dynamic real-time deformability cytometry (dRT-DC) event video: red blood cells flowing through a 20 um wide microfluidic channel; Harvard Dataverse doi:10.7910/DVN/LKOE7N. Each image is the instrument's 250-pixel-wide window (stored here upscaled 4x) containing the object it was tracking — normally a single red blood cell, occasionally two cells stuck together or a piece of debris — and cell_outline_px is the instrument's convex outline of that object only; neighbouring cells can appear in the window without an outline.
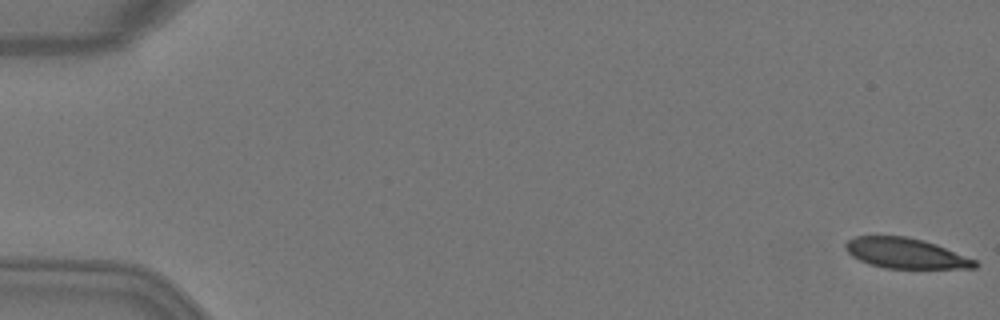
{"species": "Egyptian fruit bat (a non-hibernating species)", "species_latin": "Rousettus aegyptiacus", "temperature_condition": "warm", "stored_images_in_passage": 5, "camera_frame_rate_fps": 3000, "um_per_image_px": 0.085, "animal": {"sex": "female"}, "frame": {"image": 1, "passage_image": 1, "time_ms": 0.0, "image_size_px": [1000, 320], "cell_outline_px": [[980, 264], [976, 268], [884, 268], [868, 264], [852, 256], [844, 248], [844, 244], [848, 240], [856, 236], [904, 236], [936, 244], [976, 260]], "centroid_in_image_um": [76.96, 21.53], "position_along_channel_um": 8.0, "area_um2": 22.72}}